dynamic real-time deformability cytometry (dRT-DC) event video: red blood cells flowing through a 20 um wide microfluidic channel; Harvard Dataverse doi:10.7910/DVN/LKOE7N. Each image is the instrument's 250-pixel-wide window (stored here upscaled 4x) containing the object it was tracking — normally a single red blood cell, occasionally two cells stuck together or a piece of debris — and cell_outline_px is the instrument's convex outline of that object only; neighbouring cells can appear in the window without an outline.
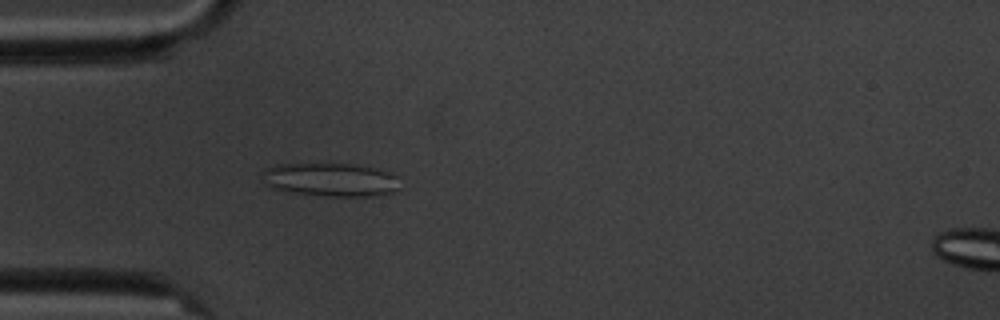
{"species": "common noctule bat (a hibernating species)", "species_latin": "Nyctalus noctula", "temperature_condition": "cold", "stored_images_in_passage": 5, "camera_frame_rate_fps": 3000, "um_per_image_px": 0.085, "animal": {"sex": "male", "body_mass_g": 20.1, "forearm_length_mm": 53.5}, "frame": {"image": 1, "passage_image": 5, "time_ms": 4.333, "image_size_px": [1000, 320], "cell_outline_px": [[400, 188], [392, 192], [372, 196], [328, 196], [288, 192], [272, 188], [268, 184], [260, 172], [264, 168], [276, 164], [352, 164], [376, 168], [392, 172], [396, 176]], "centroid_in_image_um": [28.1, 15.27], "position_along_channel_um": 56.9, "area_um2": 26.93}}